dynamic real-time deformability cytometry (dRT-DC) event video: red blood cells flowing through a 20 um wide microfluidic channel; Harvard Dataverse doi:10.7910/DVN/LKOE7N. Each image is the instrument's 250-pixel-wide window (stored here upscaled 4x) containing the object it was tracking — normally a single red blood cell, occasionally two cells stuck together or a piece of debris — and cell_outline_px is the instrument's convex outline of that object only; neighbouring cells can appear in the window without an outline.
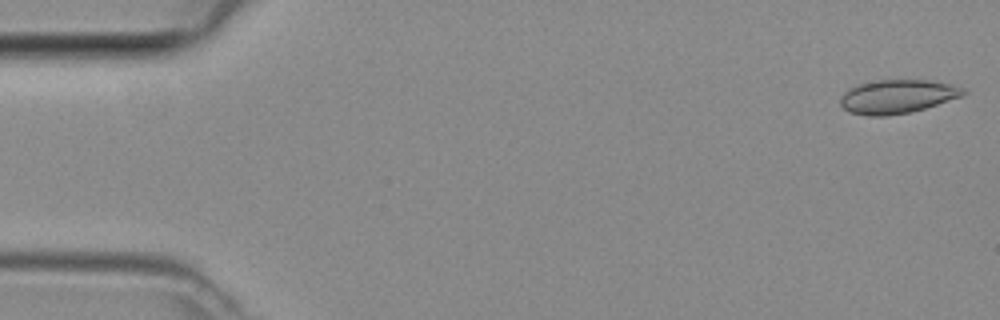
{"species": "common noctule bat (a hibernating species)", "species_latin": "Nyctalus noctula", "temperature_condition": "room temperature", "stored_images_in_passage": 5, "camera_frame_rate_fps": 3000, "um_per_image_px": 0.085, "animal": {"sex": "female", "body_mass_g": 29.2, "forearm_length_mm": 56.3}, "frame": {"image": 1, "passage_image": 1, "time_ms": 0.0, "image_size_px": [1000, 320], "cell_outline_px": [[968, 92], [964, 96], [912, 112], [888, 116], [868, 116], [848, 112], [840, 104], [840, 96], [848, 88], [856, 84], [876, 80], [928, 80], [948, 84], [964, 88]], "centroid_in_image_um": [76.25, 8.21], "position_along_channel_um": 8.8, "area_um2": 24.45}}
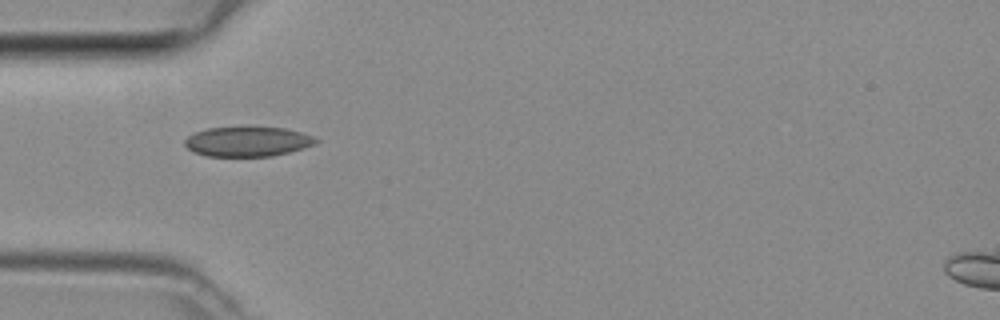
{"frame": {"image": 2, "passage_image": 4, "time_ms": 1.0, "image_size_px": [1000, 320], "cell_outline_px": [[320, 140], [316, 144], [304, 148], [272, 156], [204, 156], [192, 152], [184, 144], [184, 140], [188, 136], [196, 132], [208, 128], [284, 128], [300, 132], [312, 136]], "centroid_in_image_um": [21.03, 12.05], "position_along_channel_um": 64.0, "area_um2": 22.54}}
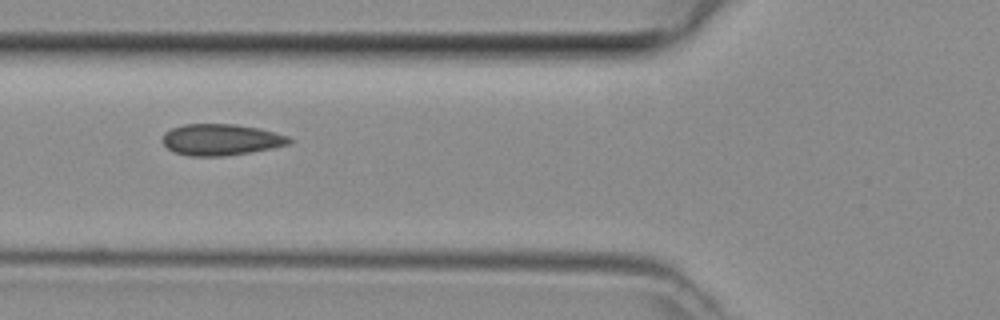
{"frame": {"image": 3, "passage_image": 5, "time_ms": 1.333, "image_size_px": [1000, 320], "cell_outline_px": [[292, 140], [288, 144], [272, 148], [224, 156], [188, 156], [172, 152], [160, 140], [164, 132], [172, 128], [184, 124], [236, 124], [260, 128], [288, 136]], "centroid_in_image_um": [18.73, 11.87], "position_along_channel_um": 107.1, "area_um2": 23.24}}